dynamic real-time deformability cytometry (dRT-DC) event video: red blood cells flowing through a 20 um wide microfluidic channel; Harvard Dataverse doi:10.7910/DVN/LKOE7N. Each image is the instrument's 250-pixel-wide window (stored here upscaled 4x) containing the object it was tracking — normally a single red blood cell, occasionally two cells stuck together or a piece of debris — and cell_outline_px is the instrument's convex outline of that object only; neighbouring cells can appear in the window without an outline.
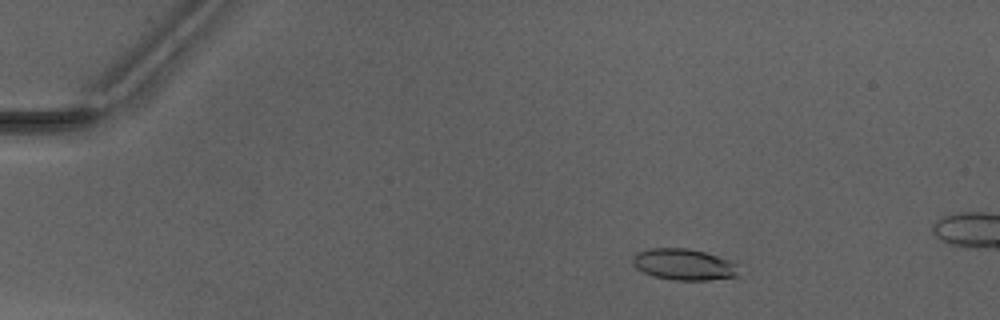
{"species": "Egyptian fruit bat (a non-hibernating species)", "species_latin": "Rousettus aegyptiacus", "temperature_condition": "warm", "stored_images_in_passage": 49, "camera_frame_rate_fps": 3000, "um_per_image_px": 0.085, "animal": {"sex": "male"}, "frame": {"image": 1, "passage_image": 8, "time_ms": 2.333, "image_size_px": [1000, 320], "cell_outline_px": [[740, 276], [708, 280], [672, 280], [652, 276], [636, 268], [632, 264], [632, 256], [636, 252], [648, 248], [688, 248], [704, 252], [732, 260], [736, 264]], "centroid_in_image_um": [58.12, 22.48], "position_along_channel_um": 26.9, "area_um2": 19.65}}
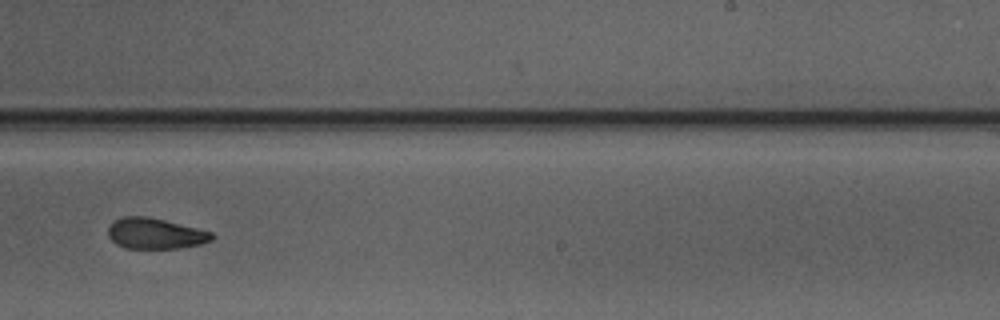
{"frame": {"image": 2, "passage_image": 32, "time_ms": 10.333, "image_size_px": [1000, 320], "cell_outline_px": [[216, 236], [212, 240], [200, 244], [180, 248], [124, 248], [116, 244], [108, 236], [108, 224], [112, 220], [124, 216], [148, 216], [212, 232]], "centroid_in_image_um": [13.16, 19.84], "position_along_channel_um": 275.8, "area_um2": 18.73}}
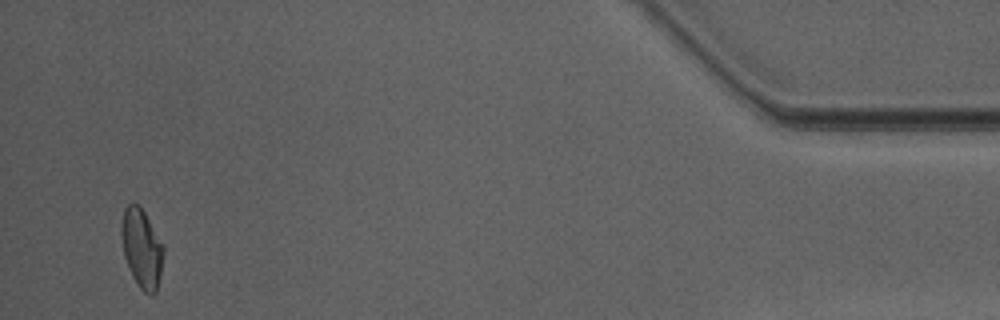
{"frame": {"image": 3, "passage_image": 48, "time_ms": 15.667, "image_size_px": [1000, 320], "cell_outline_px": [[164, 252], [160, 276], [156, 292], [152, 296], [144, 292], [140, 288], [132, 276], [124, 256], [120, 236], [120, 224], [124, 208], [128, 204], [136, 204], [144, 212], [164, 244]], "centroid_in_image_um": [12.04, 21.11], "position_along_channel_um": 423.2, "area_um2": 19.54}}